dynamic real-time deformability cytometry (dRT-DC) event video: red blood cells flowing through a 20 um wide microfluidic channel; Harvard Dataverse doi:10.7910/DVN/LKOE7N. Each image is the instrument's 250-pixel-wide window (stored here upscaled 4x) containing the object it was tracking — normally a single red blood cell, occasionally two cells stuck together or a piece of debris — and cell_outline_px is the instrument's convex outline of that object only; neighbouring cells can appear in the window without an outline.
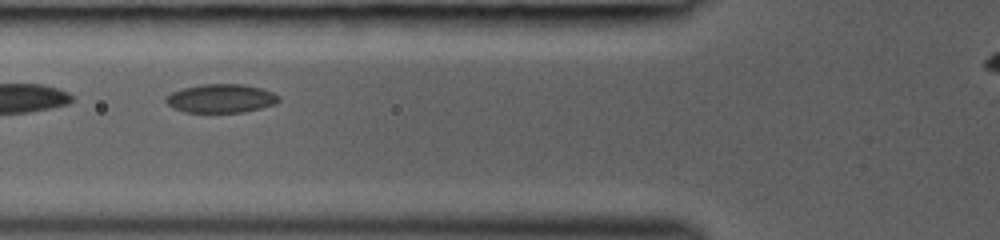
{"species": "common noctule bat (a hibernating species)", "species_latin": "Nyctalus noctula", "temperature_condition": "room temperature", "stored_images_in_passage": 4, "camera_frame_rate_fps": 3000, "um_per_image_px": 0.085, "animal": {"sex": "female", "body_mass_g": 19.0, "forearm_length_mm": 53.3}, "frame": {"image": 1, "passage_image": 3, "time_ms": 1.333, "image_size_px": [1000, 240], "cell_outline_px": [[280, 100], [276, 104], [244, 112], [184, 112], [172, 108], [164, 100], [164, 96], [172, 92], [184, 88], [200, 84], [244, 84], [260, 88], [272, 92], [280, 96]], "centroid_in_image_um": [18.77, 8.36], "position_along_channel_um": 107.0, "area_um2": 18.96}}